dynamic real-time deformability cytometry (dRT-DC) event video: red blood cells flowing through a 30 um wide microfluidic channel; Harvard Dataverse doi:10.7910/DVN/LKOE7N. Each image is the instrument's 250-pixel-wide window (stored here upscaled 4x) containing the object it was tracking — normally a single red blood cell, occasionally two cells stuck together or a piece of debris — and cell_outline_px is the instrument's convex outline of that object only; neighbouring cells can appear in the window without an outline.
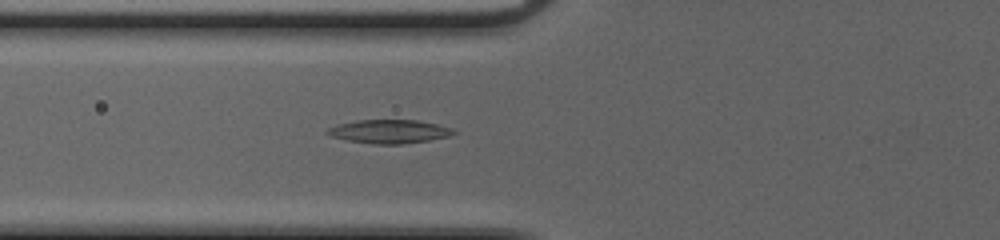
{"species": "common noctule bat (a hibernating species)", "species_latin": "Nyctalus noctula", "temperature_condition": "cold", "stored_images_in_passage": 38, "camera_frame_rate_fps": 3000, "um_per_image_px": 0.085, "animal": {"sex": "female", "body_mass_g": 20.0, "forearm_length_mm": 54.0}, "frame": {"image": 1, "passage_image": 8, "time_ms": 2.333, "image_size_px": [1000, 240], "cell_outline_px": [[460, 132], [448, 136], [428, 140], [404, 144], [372, 144], [344, 140], [332, 136], [324, 132], [328, 128], [336, 124], [356, 120], [416, 120], [436, 124], [452, 128]], "centroid_in_image_um": [33.06, 11.18], "position_along_channel_um": 92.7, "area_um2": 17.51}}
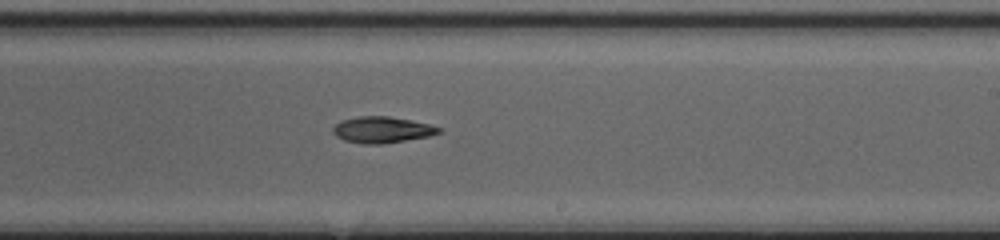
{"frame": {"image": 2, "passage_image": 20, "time_ms": 6.333, "image_size_px": [1000, 240], "cell_outline_px": [[444, 132], [428, 136], [384, 144], [364, 144], [344, 140], [336, 136], [332, 132], [332, 128], [340, 120], [356, 116], [388, 116], [412, 120], [444, 128]], "centroid_in_image_um": [32.49, 11.02], "position_along_channel_um": 256.5, "area_um2": 16.42}}
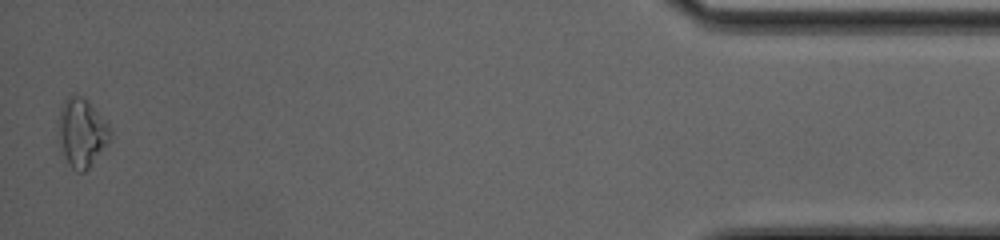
{"frame": {"image": 3, "passage_image": 38, "time_ms": 12.333, "image_size_px": [1000, 240], "cell_outline_px": [[112, 136], [88, 168], [84, 172], [76, 172], [68, 164], [60, 148], [60, 108], [64, 100], [72, 92], [84, 96], [88, 100], [112, 128]], "centroid_in_image_um": [6.96, 11.23], "position_along_channel_um": 428.2, "area_um2": 20.63}, "authors_computed_cell_mechanics": {"area_um2": 16.8776, "velocity_mm_per_s": 4.0707, "shape_relaxation_time_tau1_ms": 6.8436, "shape_relaxation_time_tau2_ms": null, "deformation_change_tau1": 0.175, "deformation_change_tau2": null}}